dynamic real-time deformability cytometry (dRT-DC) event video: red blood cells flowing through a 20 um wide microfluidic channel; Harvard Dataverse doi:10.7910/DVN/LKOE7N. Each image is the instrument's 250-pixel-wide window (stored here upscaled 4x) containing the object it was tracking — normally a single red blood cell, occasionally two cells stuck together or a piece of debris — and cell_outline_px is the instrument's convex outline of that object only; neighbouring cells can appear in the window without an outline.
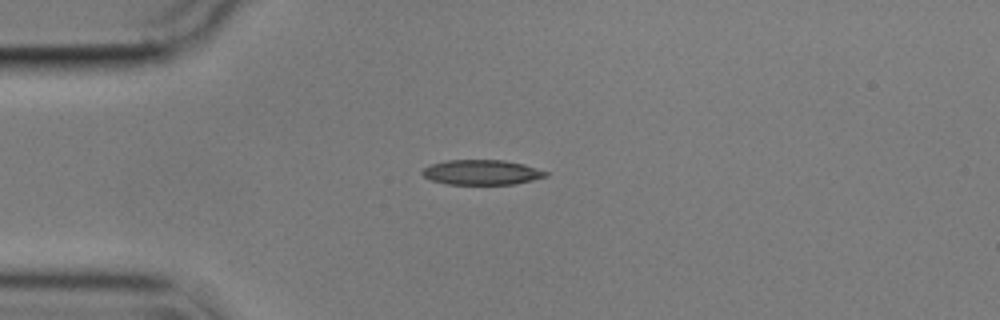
{"species": "common noctule bat (a hibernating species)", "species_latin": "Nyctalus noctula", "temperature_condition": "cold", "stored_images_in_passage": 42, "camera_frame_rate_fps": 3000, "um_per_image_px": 0.085, "animal": {"sex": "male", "body_mass_g": 17.9}, "frame": {"image": 1, "passage_image": 1, "time_ms": 0.0, "image_size_px": [1000, 320], "cell_outline_px": [[548, 176], [532, 180], [512, 184], [448, 184], [432, 180], [424, 176], [420, 172], [424, 168], [432, 164], [444, 160], [504, 160], [524, 164], [548, 172]], "centroid_in_image_um": [40.94, 14.64], "position_along_channel_um": 44.1, "area_um2": 17.86}}
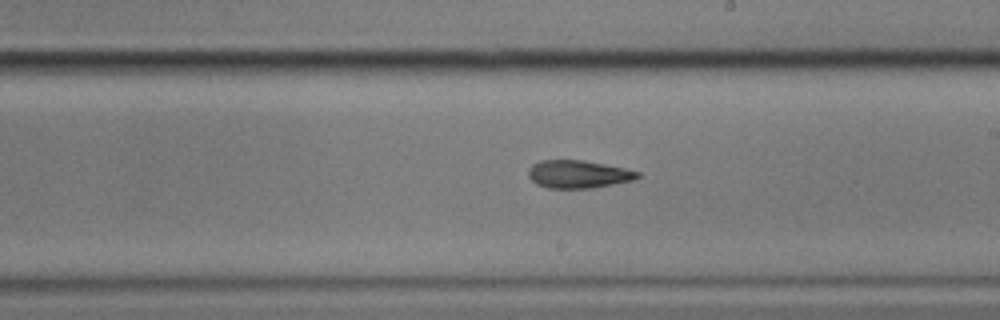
{"frame": {"image": 2, "passage_image": 19, "time_ms": 6.0, "image_size_px": [1000, 320], "cell_outline_px": [[640, 176], [632, 180], [592, 188], [548, 188], [536, 184], [528, 176], [528, 168], [532, 164], [540, 160], [580, 160], [604, 164], [624, 168], [640, 172]], "centroid_in_image_um": [49.11, 14.8], "position_along_channel_um": 239.9, "area_um2": 17.63}}
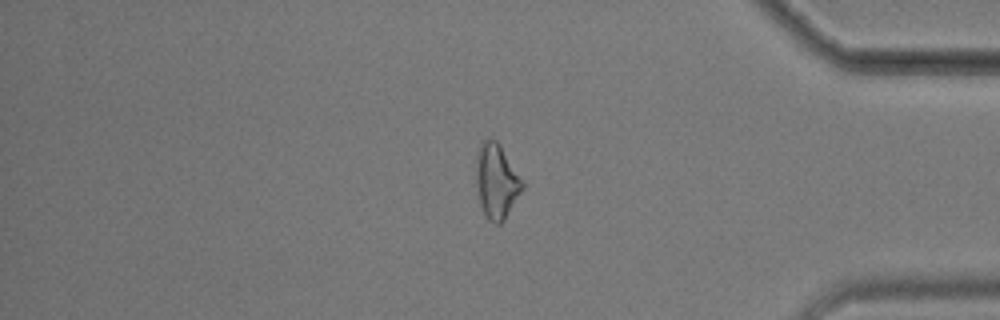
{"frame": {"image": 3, "passage_image": 34, "time_ms": 11.0, "image_size_px": [1000, 320], "cell_outline_px": [[524, 188], [504, 220], [500, 224], [496, 224], [488, 220], [480, 208], [476, 180], [476, 156], [480, 140], [496, 140], [500, 144], [524, 184]], "centroid_in_image_um": [42.18, 15.42], "position_along_channel_um": 393.0, "area_um2": 20.17}, "authors_computed_cell_mechanics": {"area_um2": 18.207, "velocity_mm_per_s": 3.5764, "shape_relaxation_time_tau1_ms": null, "shape_relaxation_time_tau2_ms": 7.0288, "deformation_change_tau1": null, "deformation_change_tau2": 0.1833}}